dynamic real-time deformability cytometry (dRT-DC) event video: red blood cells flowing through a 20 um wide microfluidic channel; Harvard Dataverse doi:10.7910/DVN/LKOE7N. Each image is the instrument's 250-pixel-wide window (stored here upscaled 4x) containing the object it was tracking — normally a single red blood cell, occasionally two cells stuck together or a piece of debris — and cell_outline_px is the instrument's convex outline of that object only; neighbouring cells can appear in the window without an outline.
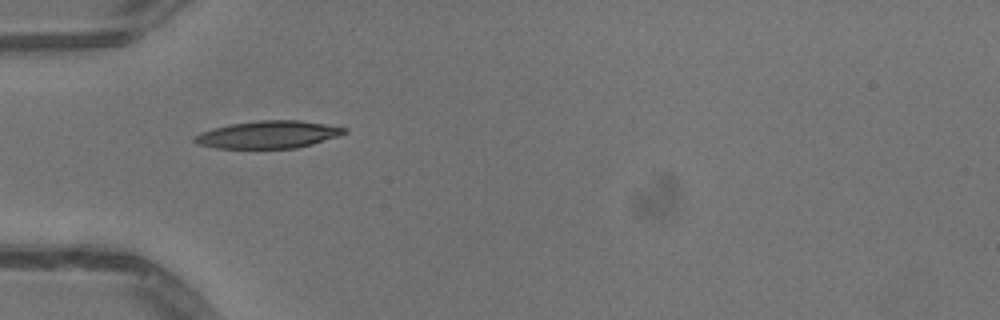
{"species": "common noctule bat (a hibernating species)", "species_latin": "Nyctalus noctula", "temperature_condition": "warm", "stored_images_in_passage": 35, "camera_frame_rate_fps": 3000, "um_per_image_px": 0.085, "animal": {"sex": "male", "body_mass_g": 13.3}, "frame": {"image": 1, "passage_image": 1, "time_ms": 0.0, "image_size_px": [1000, 320], "cell_outline_px": [[348, 132], [340, 136], [312, 144], [296, 148], [216, 148], [196, 144], [192, 140], [192, 136], [200, 132], [212, 128], [228, 124], [260, 120], [300, 120], [348, 128]], "centroid_in_image_um": [22.77, 11.43], "position_along_channel_um": 62.2, "area_um2": 24.22}}
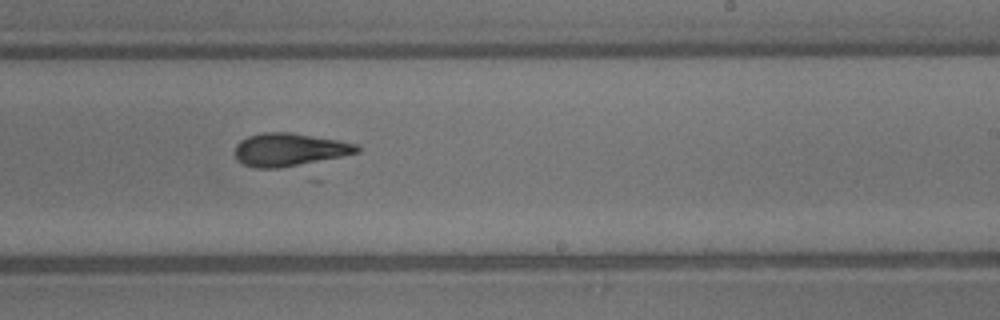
{"frame": {"image": 2, "passage_image": 16, "time_ms": 5.0, "image_size_px": [1000, 320], "cell_outline_px": [[360, 152], [280, 168], [256, 168], [244, 164], [236, 160], [236, 144], [240, 140], [248, 136], [260, 132], [292, 132], [340, 140], [356, 144], [360, 148]], "centroid_in_image_um": [24.57, 12.7], "position_along_channel_um": 264.4, "area_um2": 23.35}}
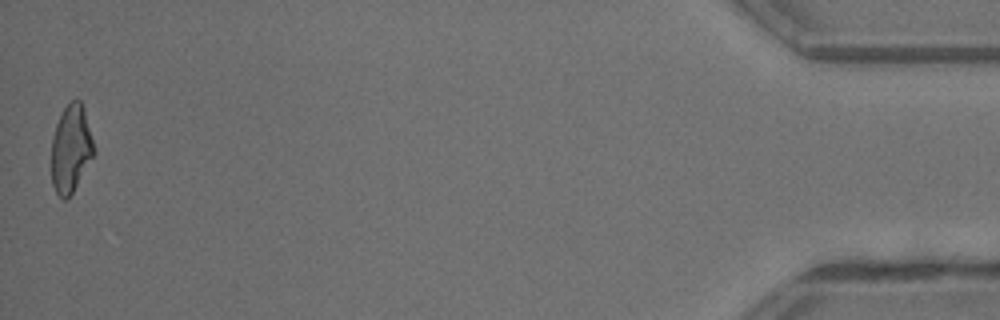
{"frame": {"image": 3, "passage_image": 35, "time_ms": 11.333, "image_size_px": [1000, 320], "cell_outline_px": [[96, 152], [72, 192], [64, 200], [56, 192], [52, 184], [52, 136], [56, 124], [64, 108], [76, 96], [80, 100], [84, 108], [96, 148]], "centroid_in_image_um": [6.05, 12.59], "position_along_channel_um": 429.1, "area_um2": 21.68}, "authors_computed_cell_mechanics": {"area_um2": 23.1778, "velocity_mm_per_s": 4.1076, "shape_relaxation_time_tau1_ms": 1.4767, "shape_relaxation_time_tau2_ms": 1.3593, "deformation_change_tau1": 0.1475, "deformation_change_tau2": 0.1024}}